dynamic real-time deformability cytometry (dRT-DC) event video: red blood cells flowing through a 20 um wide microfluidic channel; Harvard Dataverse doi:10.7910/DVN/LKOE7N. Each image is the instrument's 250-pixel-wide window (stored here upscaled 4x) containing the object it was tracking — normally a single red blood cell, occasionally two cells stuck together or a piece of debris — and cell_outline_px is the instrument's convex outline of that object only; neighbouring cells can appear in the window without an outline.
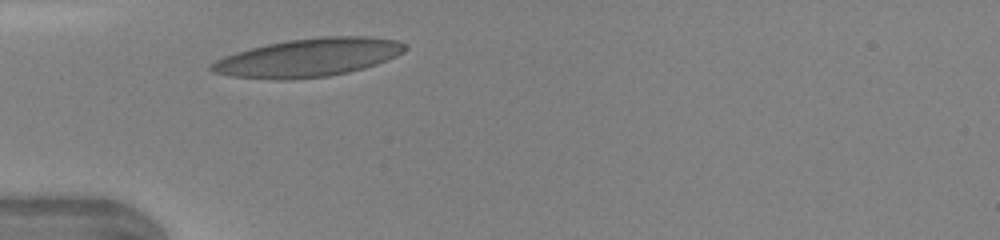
{"species": "human", "species_latin": "Homo sapiens", "temperature_condition": "warm", "stored_images_in_passage": 24, "camera_frame_rate_fps": 3000, "um_per_image_px": 0.085, "donor": {"sex": "female"}, "frame": {"image": 1, "passage_image": 1, "time_ms": 0.0, "image_size_px": [1000, 240], "cell_outline_px": [[408, 48], [404, 52], [396, 56], [376, 64], [364, 68], [348, 72], [328, 76], [280, 80], [232, 76], [212, 72], [208, 68], [216, 60], [224, 56], [236, 52], [268, 44], [288, 40], [324, 36], [368, 36], [396, 40], [408, 44]], "centroid_in_image_um": [26.25, 4.89], "position_along_channel_um": 58.8, "area_um2": 43.0}}
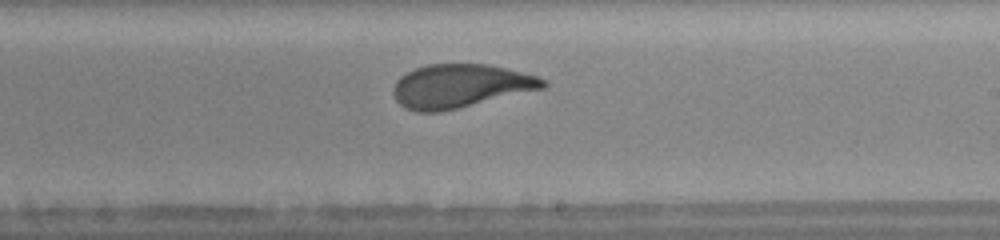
{"frame": {"image": 2, "passage_image": 14, "time_ms": 4.333, "image_size_px": [1000, 240], "cell_outline_px": [[548, 84], [544, 88], [440, 112], [416, 112], [400, 104], [396, 100], [392, 92], [392, 88], [396, 80], [400, 76], [416, 68], [428, 64], [488, 64], [536, 76], [544, 80]], "centroid_in_image_um": [39.08, 7.31], "position_along_channel_um": 249.9, "area_um2": 37.63}}
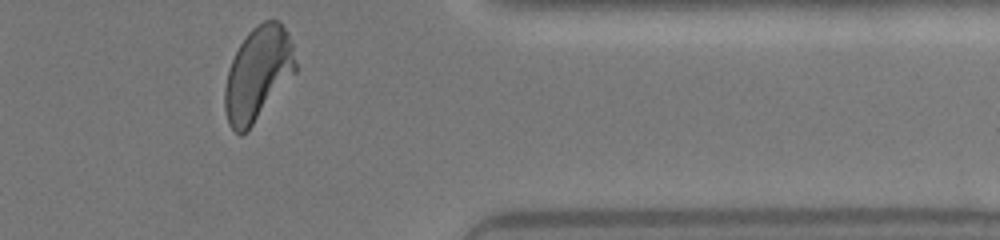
{"frame": {"image": 3, "passage_image": 24, "time_ms": 7.667, "image_size_px": [1000, 240], "cell_outline_px": [[296, 72], [248, 132], [240, 136], [228, 124], [224, 108], [224, 88], [228, 68], [240, 44], [248, 32], [252, 28], [264, 20], [280, 20], [288, 32], [292, 44], [296, 64]], "centroid_in_image_um": [21.91, 6.3], "position_along_channel_um": 389.5, "area_um2": 39.02}}